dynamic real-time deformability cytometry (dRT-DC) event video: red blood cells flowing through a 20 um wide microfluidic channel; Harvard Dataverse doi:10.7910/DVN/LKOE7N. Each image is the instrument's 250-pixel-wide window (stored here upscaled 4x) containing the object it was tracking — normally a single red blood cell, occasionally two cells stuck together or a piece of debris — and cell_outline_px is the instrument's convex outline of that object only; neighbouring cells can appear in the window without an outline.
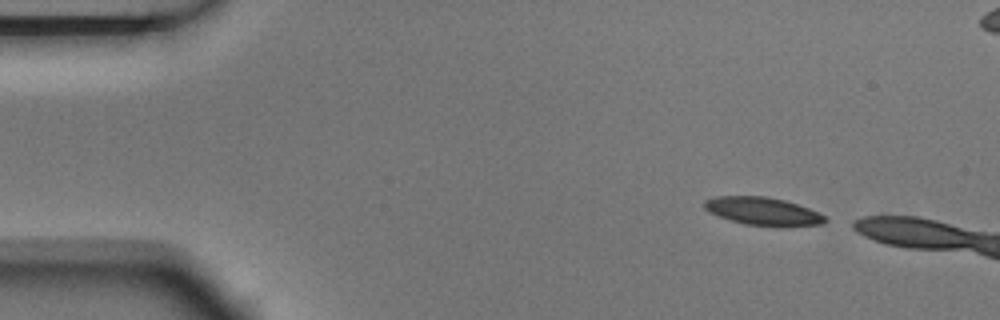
{"species": "Egyptian fruit bat (a non-hibernating species)", "species_latin": "Rousettus aegyptiacus", "temperature_condition": "room temperature", "stored_images_in_passage": 4, "camera_frame_rate_fps": 3000, "um_per_image_px": 0.085, "animal": {"sex": "male"}, "frame": {"image": 1, "passage_image": 1, "time_ms": 0.0, "image_size_px": [1000, 320], "cell_outline_px": [[828, 220], [824, 224], [744, 224], [708, 212], [704, 208], [704, 200], [716, 196], [764, 196], [784, 200], [808, 208], [824, 216]], "centroid_in_image_um": [64.76, 17.91], "position_along_channel_um": 20.2, "area_um2": 18.73}}